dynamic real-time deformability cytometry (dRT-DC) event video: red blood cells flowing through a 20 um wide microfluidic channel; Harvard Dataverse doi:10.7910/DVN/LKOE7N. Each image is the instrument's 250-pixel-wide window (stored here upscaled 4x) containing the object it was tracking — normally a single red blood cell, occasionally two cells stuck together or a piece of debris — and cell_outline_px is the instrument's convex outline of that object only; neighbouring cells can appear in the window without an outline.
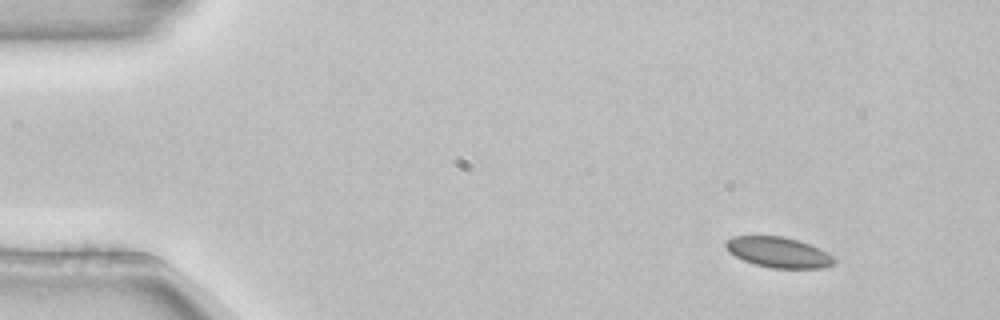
{"species": "common noctule bat (a hibernating species)", "species_latin": "Nyctalus noctula", "temperature_condition": "room temperature", "stored_images_in_passage": 53, "camera_frame_rate_fps": 3000, "um_per_image_px": 0.085, "animal": {"sex": "female", "body_mass_g": 22.7, "forearm_length_mm": 54.2}, "frame": {"image": 1, "passage_image": 5, "time_ms": 1.333, "image_size_px": [1000, 320], "cell_outline_px": [[836, 264], [824, 268], [772, 268], [756, 264], [744, 260], [728, 252], [724, 244], [732, 236], [784, 236], [800, 240], [828, 252], [836, 260]], "centroid_in_image_um": [66.21, 21.44], "position_along_channel_um": 18.8, "area_um2": 19.36}}
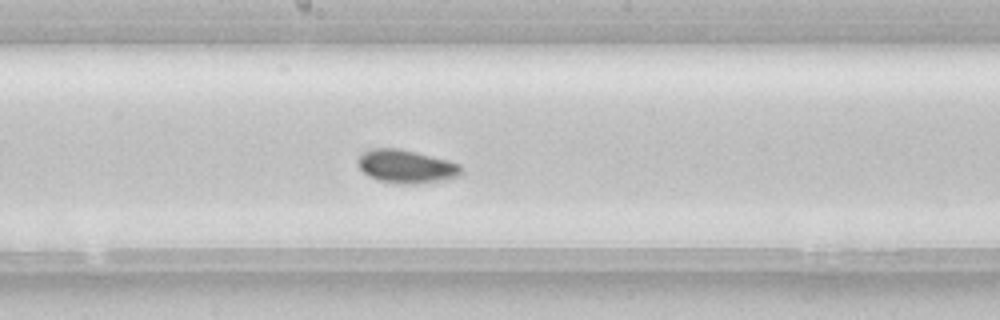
{"frame": {"image": 2, "passage_image": 28, "time_ms": 9.0, "image_size_px": [1000, 320], "cell_outline_px": [[460, 176], [444, 180], [416, 184], [400, 184], [380, 180], [368, 176], [360, 168], [356, 160], [364, 152], [372, 148], [400, 148], [448, 160], [460, 164]], "centroid_in_image_um": [34.52, 14.15], "position_along_channel_um": 213.7, "area_um2": 20.0}}
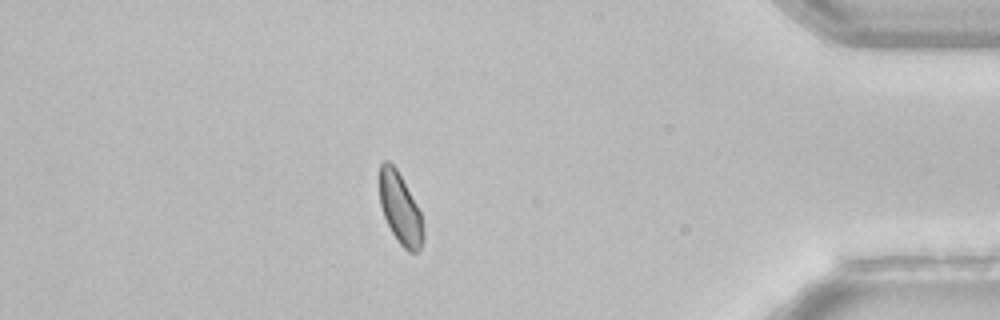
{"frame": {"image": 3, "passage_image": 46, "time_ms": 15.0, "image_size_px": [1000, 320], "cell_outline_px": [[424, 240], [420, 248], [416, 252], [408, 252], [396, 240], [384, 216], [380, 204], [380, 164], [384, 160], [388, 160], [396, 168], [416, 204], [420, 212], [424, 232]], "centroid_in_image_um": [34.02, 17.76], "position_along_channel_um": 401.2, "area_um2": 17.92}}